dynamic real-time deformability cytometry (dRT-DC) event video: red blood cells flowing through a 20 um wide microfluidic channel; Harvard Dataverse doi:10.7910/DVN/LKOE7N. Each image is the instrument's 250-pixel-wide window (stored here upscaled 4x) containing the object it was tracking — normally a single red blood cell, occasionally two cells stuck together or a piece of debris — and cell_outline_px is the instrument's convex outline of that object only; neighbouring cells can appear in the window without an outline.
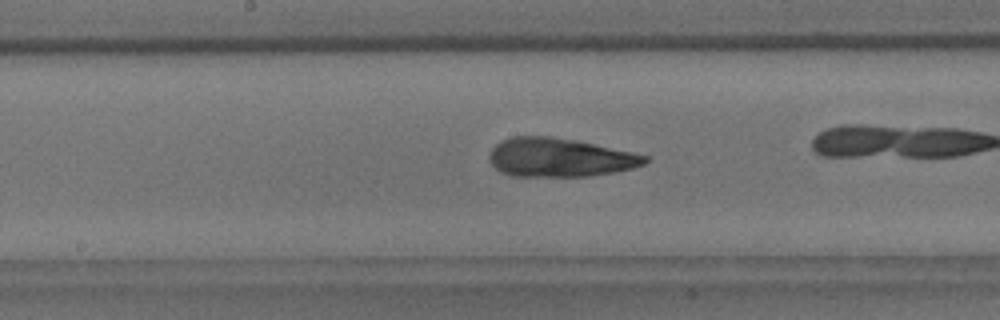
{"species": "common noctule bat (a hibernating species)", "species_latin": "Nyctalus noctula", "temperature_condition": "room temperature", "stored_images_in_passage": 34, "camera_frame_rate_fps": 3000, "um_per_image_px": 0.085, "animal": {"sex": "male", "body_mass_g": 18.8}, "frame": {"image": 1, "passage_image": 20, "time_ms": 6.333, "image_size_px": [1000, 320], "cell_outline_px": [[648, 160], [644, 164], [632, 168], [592, 176], [512, 176], [500, 172], [488, 160], [488, 156], [492, 148], [500, 140], [512, 136], [552, 136], [632, 152], [648, 156]], "centroid_in_image_um": [47.51, 13.39], "position_along_channel_um": 200.7, "area_um2": 34.97}}